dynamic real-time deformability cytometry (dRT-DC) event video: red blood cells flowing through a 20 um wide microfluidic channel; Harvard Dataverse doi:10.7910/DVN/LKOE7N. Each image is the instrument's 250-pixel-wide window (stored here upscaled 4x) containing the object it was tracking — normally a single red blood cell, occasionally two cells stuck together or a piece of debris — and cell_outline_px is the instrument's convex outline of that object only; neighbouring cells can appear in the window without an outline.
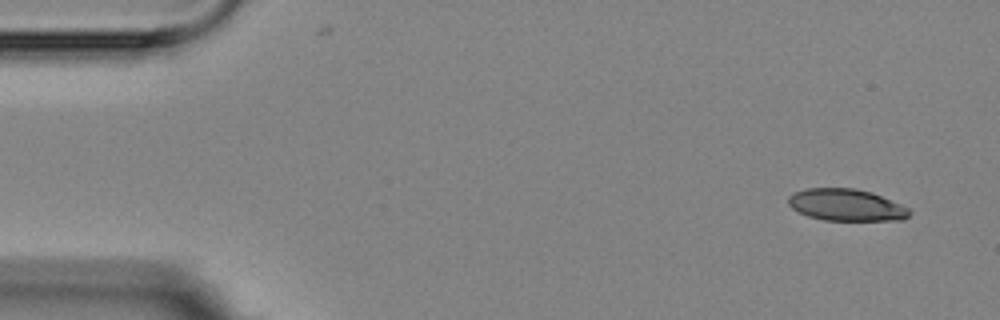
{"species": "Egyptian fruit bat (a non-hibernating species)", "species_latin": "Rousettus aegyptiacus", "temperature_condition": "room temperature", "stored_images_in_passage": 8, "camera_frame_rate_fps": 3000, "um_per_image_px": 0.085, "animal": {"sex": "female"}, "frame": {"image": 1, "passage_image": 1, "time_ms": 0.0, "image_size_px": [1000, 320], "cell_outline_px": [[912, 212], [904, 220], [824, 220], [808, 216], [796, 212], [788, 204], [788, 196], [792, 192], [808, 188], [856, 188], [872, 192], [900, 204], [908, 208]], "centroid_in_image_um": [71.9, 17.42], "position_along_channel_um": 13.1, "area_um2": 22.66}}
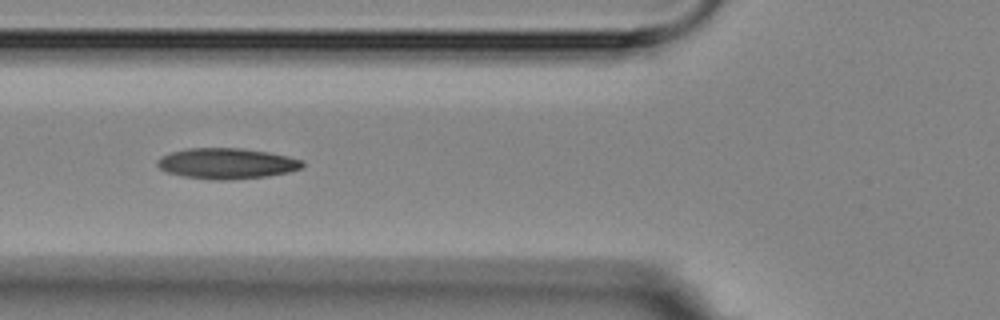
{"frame": {"image": 2, "passage_image": 5, "time_ms": 5.667, "image_size_px": [1000, 320], "cell_outline_px": [[304, 168], [288, 172], [268, 176], [232, 180], [212, 180], [184, 176], [168, 172], [160, 168], [156, 164], [156, 160], [160, 156], [172, 152], [188, 148], [244, 148], [268, 152], [288, 156], [304, 160]], "centroid_in_image_um": [19.3, 13.89], "position_along_channel_um": 106.5, "area_um2": 26.18}}
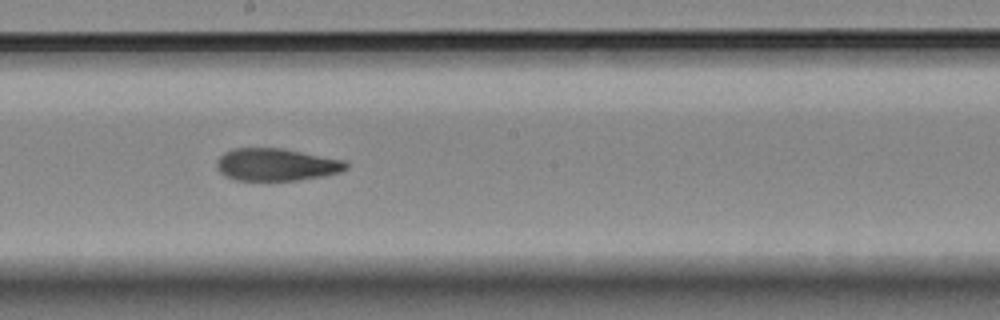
{"frame": {"image": 3, "passage_image": 8, "time_ms": 9.0, "image_size_px": [1000, 320], "cell_outline_px": [[348, 168], [340, 172], [324, 176], [300, 180], [236, 180], [224, 176], [216, 168], [216, 160], [224, 152], [232, 148], [280, 148], [344, 160], [348, 164]], "centroid_in_image_um": [23.46, 13.99], "position_along_channel_um": 224.7, "area_um2": 24.51}}